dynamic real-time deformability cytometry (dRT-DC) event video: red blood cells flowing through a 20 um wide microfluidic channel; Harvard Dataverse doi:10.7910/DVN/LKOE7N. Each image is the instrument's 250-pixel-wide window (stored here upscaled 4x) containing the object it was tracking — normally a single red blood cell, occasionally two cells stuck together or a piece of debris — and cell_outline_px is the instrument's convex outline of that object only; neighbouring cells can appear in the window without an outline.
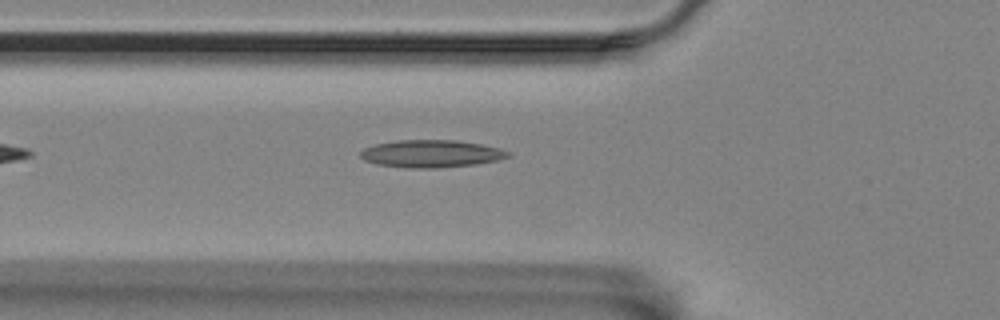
{"species": "Egyptian fruit bat (a non-hibernating species)", "species_latin": "Rousettus aegyptiacus", "temperature_condition": "room temperature", "stored_images_in_passage": 37, "camera_frame_rate_fps": 3000, "um_per_image_px": 0.085, "animal": {"sex": "female"}, "frame": {"image": 1, "passage_image": 2, "time_ms": 0.333, "image_size_px": [1000, 320], "cell_outline_px": [[512, 156], [496, 160], [476, 164], [432, 168], [412, 168], [380, 164], [364, 160], [360, 156], [360, 152], [364, 148], [376, 144], [396, 140], [456, 140], [480, 144], [500, 148], [512, 152]], "centroid_in_image_um": [36.69, 13.05], "position_along_channel_um": 89.1, "area_um2": 23.47}}
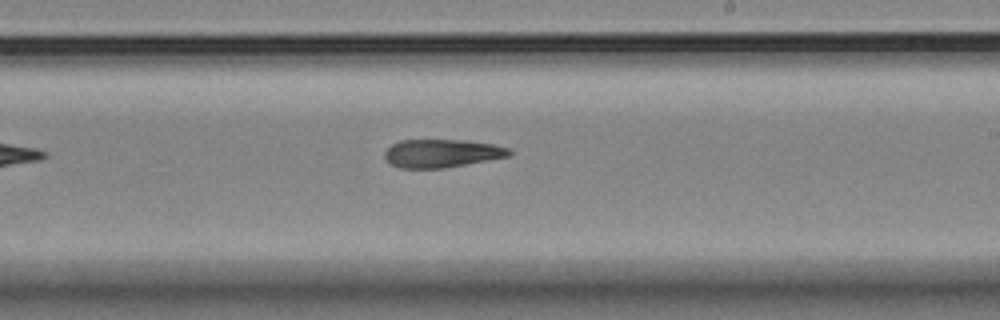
{"frame": {"image": 2, "passage_image": 16, "time_ms": 5.0, "image_size_px": [1000, 320], "cell_outline_px": [[512, 152], [508, 156], [444, 168], [400, 168], [392, 164], [384, 156], [384, 152], [392, 144], [400, 140], [464, 140], [492, 144], [508, 148]], "centroid_in_image_um": [37.52, 13.03], "position_along_channel_um": 251.5, "area_um2": 20.17}}
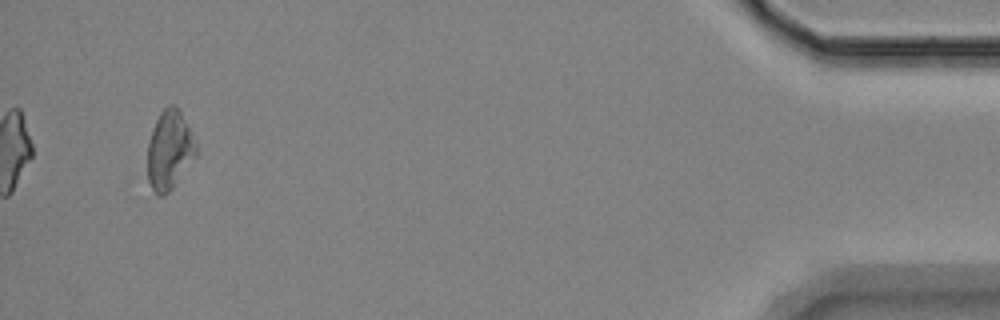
{"frame": {"image": 3, "passage_image": 37, "time_ms": 12.0, "image_size_px": [1000, 320], "cell_outline_px": [[196, 156], [172, 188], [164, 196], [160, 196], [152, 188], [148, 180], [148, 140], [152, 128], [160, 112], [168, 104], [176, 104], [196, 144]], "centroid_in_image_um": [14.38, 12.74], "position_along_channel_um": 420.8, "area_um2": 22.02}}